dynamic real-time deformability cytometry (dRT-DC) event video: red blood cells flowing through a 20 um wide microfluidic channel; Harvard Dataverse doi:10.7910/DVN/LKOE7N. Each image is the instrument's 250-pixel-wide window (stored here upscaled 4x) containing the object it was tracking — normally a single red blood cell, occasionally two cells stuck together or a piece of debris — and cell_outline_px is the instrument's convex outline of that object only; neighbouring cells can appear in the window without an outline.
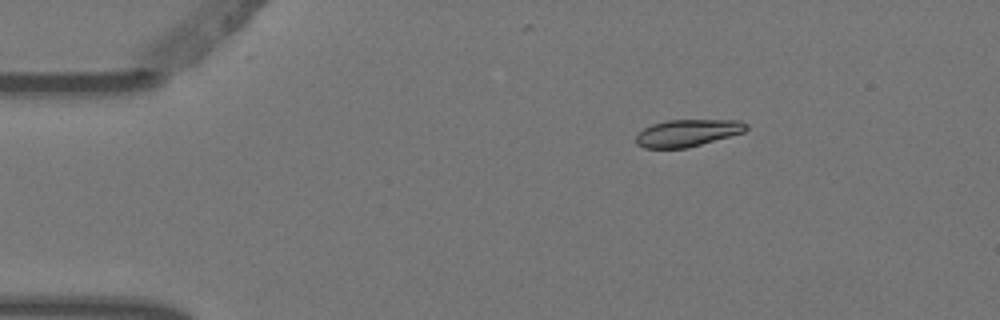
{"species": "Egyptian fruit bat (a non-hibernating species)", "species_latin": "Rousettus aegyptiacus", "temperature_condition": "warm", "stored_images_in_passage": 4, "camera_frame_rate_fps": 3000, "um_per_image_px": 0.085, "animal": {"sex": "female"}, "frame": {"image": 1, "passage_image": 2, "time_ms": 0.333, "image_size_px": [1000, 320], "cell_outline_px": [[748, 128], [744, 132], [688, 148], [644, 148], [636, 144], [636, 136], [644, 128], [652, 124], [668, 120], [740, 120], [748, 124]], "centroid_in_image_um": [58.45, 11.3], "position_along_channel_um": 26.6, "area_um2": 17.4}}